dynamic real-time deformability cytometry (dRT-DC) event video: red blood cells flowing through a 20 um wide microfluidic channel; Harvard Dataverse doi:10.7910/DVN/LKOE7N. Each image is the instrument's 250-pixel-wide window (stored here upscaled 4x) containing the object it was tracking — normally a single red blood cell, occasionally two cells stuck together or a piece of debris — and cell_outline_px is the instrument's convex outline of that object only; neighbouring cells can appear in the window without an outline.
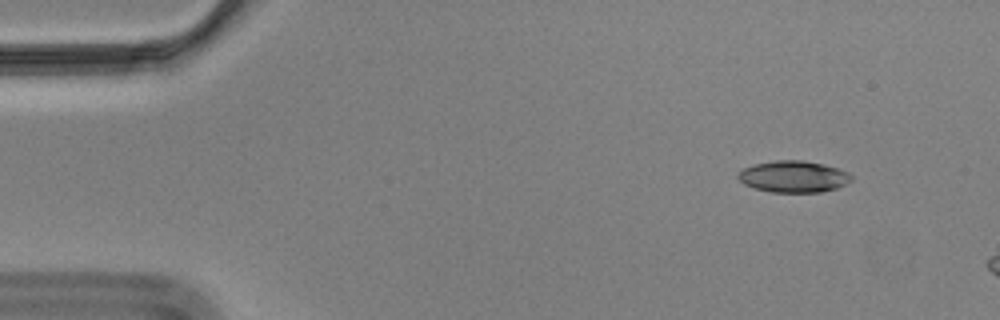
{"species": "Egyptian fruit bat (a non-hibernating species)", "species_latin": "Rousettus aegyptiacus", "temperature_condition": "cold", "stored_images_in_passage": 17, "camera_frame_rate_fps": 3000, "um_per_image_px": 0.085, "animal": {"sex": "male"}, "frame": {"image": 1, "passage_image": 6, "time_ms": 1.667, "image_size_px": [1000, 320], "cell_outline_px": [[852, 180], [836, 188], [820, 192], [772, 192], [756, 188], [744, 184], [736, 176], [744, 168], [756, 164], [776, 160], [804, 160], [824, 164], [848, 172], [852, 176]], "centroid_in_image_um": [67.46, 15.0], "position_along_channel_um": 17.5, "area_um2": 20.63}}